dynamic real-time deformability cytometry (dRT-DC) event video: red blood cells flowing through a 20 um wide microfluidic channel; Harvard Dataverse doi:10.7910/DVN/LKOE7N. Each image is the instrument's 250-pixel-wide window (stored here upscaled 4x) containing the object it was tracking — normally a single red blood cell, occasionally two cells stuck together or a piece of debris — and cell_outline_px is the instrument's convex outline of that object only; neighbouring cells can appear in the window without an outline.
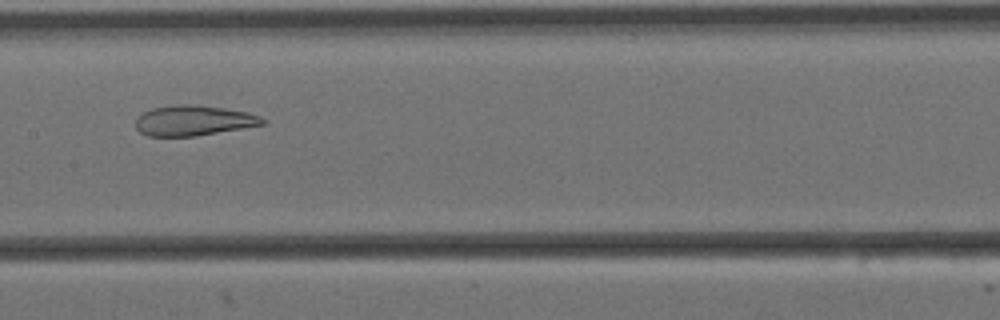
{"species": "Egyptian fruit bat (a non-hibernating species)", "species_latin": "Rousettus aegyptiacus", "temperature_condition": "cold", "stored_images_in_passage": 9, "camera_frame_rate_fps": 3000, "um_per_image_px": 0.085, "animal": {"sex": "female"}, "frame": {"image": 1, "passage_image": 8, "time_ms": 2.333, "image_size_px": [1000, 320], "cell_outline_px": [[268, 120], [264, 124], [196, 136], [148, 136], [140, 132], [136, 128], [136, 120], [144, 112], [152, 108], [176, 104], [188, 104], [224, 108], [248, 112], [260, 116]], "centroid_in_image_um": [16.46, 10.24], "position_along_channel_um": 190.9, "area_um2": 22.25}}
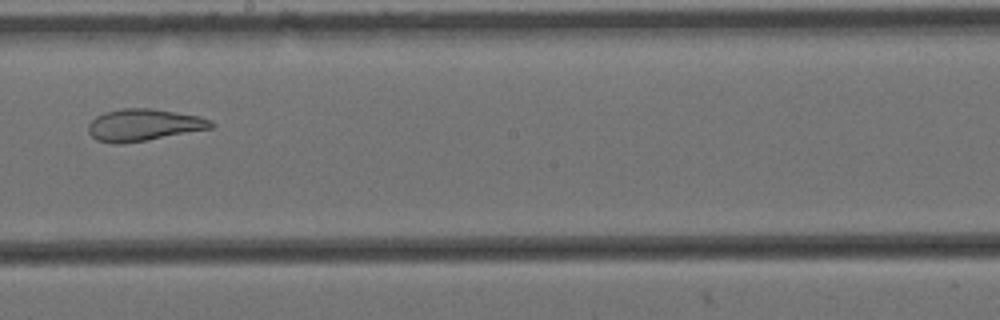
{"frame": {"image": 2, "passage_image": 9, "time_ms": 2.667, "image_size_px": [1000, 320], "cell_outline_px": [[216, 124], [212, 128], [144, 140], [120, 144], [112, 144], [96, 140], [88, 132], [88, 124], [96, 116], [104, 112], [124, 108], [152, 108], [200, 116], [212, 120]], "centroid_in_image_um": [12.2, 10.61], "position_along_channel_um": 236.0, "area_um2": 22.83}}